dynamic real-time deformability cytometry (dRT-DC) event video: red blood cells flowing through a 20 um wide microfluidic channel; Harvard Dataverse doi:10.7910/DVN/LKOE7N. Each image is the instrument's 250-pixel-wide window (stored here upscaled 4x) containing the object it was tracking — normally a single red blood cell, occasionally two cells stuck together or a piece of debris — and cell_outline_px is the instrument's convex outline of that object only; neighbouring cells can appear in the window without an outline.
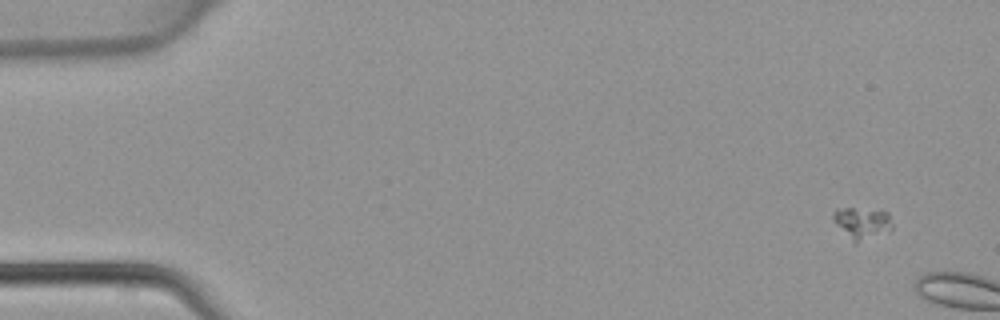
{"species": "common noctule bat (a hibernating species)", "species_latin": "Nyctalus noctula", "temperature_condition": "warm", "stored_images_in_passage": 4, "camera_frame_rate_fps": 3000, "um_per_image_px": 0.085, "animal": {"sex": "female", "body_mass_g": 22.7, "forearm_length_mm": 54.2}, "frame": {"image": 1, "passage_image": 2, "time_ms": 0.333, "image_size_px": [1000, 320], "cell_outline_px": [[892, 228], [856, 244], [836, 224], [832, 216], [832, 212], [836, 208], [852, 208], [888, 212], [892, 224]], "centroid_in_image_um": [73.24, 18.94], "position_along_channel_um": 11.8, "area_um2": 10.52}}